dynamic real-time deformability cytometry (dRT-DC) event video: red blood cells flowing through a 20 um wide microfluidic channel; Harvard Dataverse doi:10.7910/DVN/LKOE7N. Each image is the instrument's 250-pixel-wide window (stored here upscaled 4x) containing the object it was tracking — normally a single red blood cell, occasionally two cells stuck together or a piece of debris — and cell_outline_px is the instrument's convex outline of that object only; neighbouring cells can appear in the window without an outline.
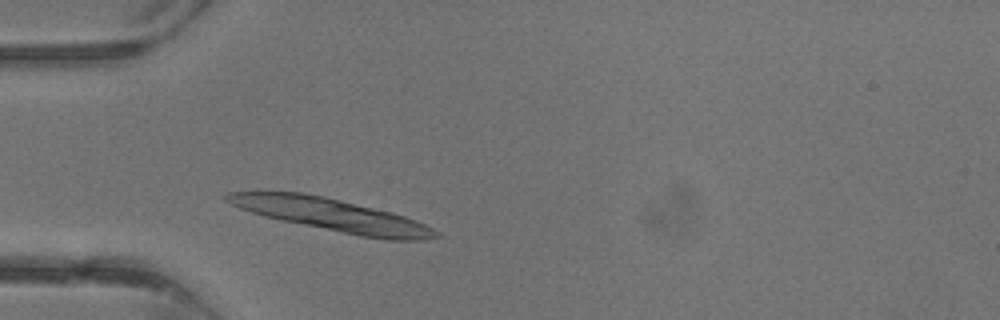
{"species": "common noctule bat (a hibernating species)", "species_latin": "Nyctalus noctula", "temperature_condition": "warm", "stored_images_in_passage": 1, "camera_frame_rate_fps": 3000, "um_per_image_px": 0.085, "animal": {"sex": "male", "body_mass_g": 13.3}, "frame": {"image": 1, "passage_image": 1, "time_ms": 0.0, "image_size_px": [1000, 320], "cell_outline_px": [[444, 236], [428, 240], [384, 240], [360, 236], [280, 220], [264, 216], [240, 208], [224, 200], [224, 196], [228, 192], [304, 192], [324, 196], [392, 212], [416, 220], [440, 232]], "centroid_in_image_um": [28.28, 18.28], "position_along_channel_um": 56.7, "area_um2": 39.71}}